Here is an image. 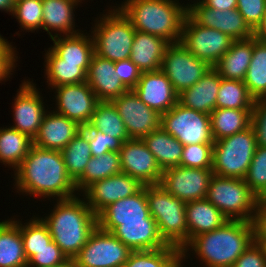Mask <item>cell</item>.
<instances>
[{"mask_svg": "<svg viewBox=\"0 0 266 267\" xmlns=\"http://www.w3.org/2000/svg\"><path fill=\"white\" fill-rule=\"evenodd\" d=\"M15 172L17 190L27 195L57 200L76 196L75 182L67 173L61 151L32 145Z\"/></svg>", "mask_w": 266, "mask_h": 267, "instance_id": "1", "label": "cell"}, {"mask_svg": "<svg viewBox=\"0 0 266 267\" xmlns=\"http://www.w3.org/2000/svg\"><path fill=\"white\" fill-rule=\"evenodd\" d=\"M49 216L40 218L67 258H75L97 228V215L79 197L59 199Z\"/></svg>", "mask_w": 266, "mask_h": 267, "instance_id": "2", "label": "cell"}, {"mask_svg": "<svg viewBox=\"0 0 266 267\" xmlns=\"http://www.w3.org/2000/svg\"><path fill=\"white\" fill-rule=\"evenodd\" d=\"M253 241L252 222L228 220L221 227L194 237L181 254L185 258L192 248L206 267H232Z\"/></svg>", "mask_w": 266, "mask_h": 267, "instance_id": "3", "label": "cell"}, {"mask_svg": "<svg viewBox=\"0 0 266 267\" xmlns=\"http://www.w3.org/2000/svg\"><path fill=\"white\" fill-rule=\"evenodd\" d=\"M118 7L135 30L179 43L187 8L174 0H126Z\"/></svg>", "mask_w": 266, "mask_h": 267, "instance_id": "4", "label": "cell"}, {"mask_svg": "<svg viewBox=\"0 0 266 267\" xmlns=\"http://www.w3.org/2000/svg\"><path fill=\"white\" fill-rule=\"evenodd\" d=\"M146 197L150 215L157 223L160 236L167 245L182 251L188 244L186 203L159 184L147 185Z\"/></svg>", "mask_w": 266, "mask_h": 267, "instance_id": "5", "label": "cell"}, {"mask_svg": "<svg viewBox=\"0 0 266 267\" xmlns=\"http://www.w3.org/2000/svg\"><path fill=\"white\" fill-rule=\"evenodd\" d=\"M206 199L228 220L248 222L252 221L259 203L244 179L216 174L210 179Z\"/></svg>", "mask_w": 266, "mask_h": 267, "instance_id": "6", "label": "cell"}, {"mask_svg": "<svg viewBox=\"0 0 266 267\" xmlns=\"http://www.w3.org/2000/svg\"><path fill=\"white\" fill-rule=\"evenodd\" d=\"M256 148L255 133L251 125L232 136L214 141L213 174L244 179Z\"/></svg>", "mask_w": 266, "mask_h": 267, "instance_id": "7", "label": "cell"}, {"mask_svg": "<svg viewBox=\"0 0 266 267\" xmlns=\"http://www.w3.org/2000/svg\"><path fill=\"white\" fill-rule=\"evenodd\" d=\"M93 29L95 54L114 62L130 58L136 30L119 8L109 10Z\"/></svg>", "mask_w": 266, "mask_h": 267, "instance_id": "8", "label": "cell"}, {"mask_svg": "<svg viewBox=\"0 0 266 267\" xmlns=\"http://www.w3.org/2000/svg\"><path fill=\"white\" fill-rule=\"evenodd\" d=\"M161 127L184 146L214 143L210 115L186 108L179 103L161 114Z\"/></svg>", "mask_w": 266, "mask_h": 267, "instance_id": "9", "label": "cell"}, {"mask_svg": "<svg viewBox=\"0 0 266 267\" xmlns=\"http://www.w3.org/2000/svg\"><path fill=\"white\" fill-rule=\"evenodd\" d=\"M233 41L229 35L214 28L203 27L186 15L180 42L199 60L214 67Z\"/></svg>", "mask_w": 266, "mask_h": 267, "instance_id": "10", "label": "cell"}, {"mask_svg": "<svg viewBox=\"0 0 266 267\" xmlns=\"http://www.w3.org/2000/svg\"><path fill=\"white\" fill-rule=\"evenodd\" d=\"M211 67L179 42L167 46L160 69L172 83L174 91L180 94L197 83Z\"/></svg>", "mask_w": 266, "mask_h": 267, "instance_id": "11", "label": "cell"}, {"mask_svg": "<svg viewBox=\"0 0 266 267\" xmlns=\"http://www.w3.org/2000/svg\"><path fill=\"white\" fill-rule=\"evenodd\" d=\"M131 252L112 233L97 226L74 259L78 267H122Z\"/></svg>", "mask_w": 266, "mask_h": 267, "instance_id": "12", "label": "cell"}, {"mask_svg": "<svg viewBox=\"0 0 266 267\" xmlns=\"http://www.w3.org/2000/svg\"><path fill=\"white\" fill-rule=\"evenodd\" d=\"M212 176V169L176 166L163 170L159 185L186 203L206 198Z\"/></svg>", "mask_w": 266, "mask_h": 267, "instance_id": "13", "label": "cell"}, {"mask_svg": "<svg viewBox=\"0 0 266 267\" xmlns=\"http://www.w3.org/2000/svg\"><path fill=\"white\" fill-rule=\"evenodd\" d=\"M112 102L124 122L129 139H142L161 127V114L149 108L133 90Z\"/></svg>", "mask_w": 266, "mask_h": 267, "instance_id": "14", "label": "cell"}, {"mask_svg": "<svg viewBox=\"0 0 266 267\" xmlns=\"http://www.w3.org/2000/svg\"><path fill=\"white\" fill-rule=\"evenodd\" d=\"M185 7L187 14L203 27L219 30L229 35L233 40L253 37V30L237 9L220 11L205 6L200 0Z\"/></svg>", "mask_w": 266, "mask_h": 267, "instance_id": "15", "label": "cell"}, {"mask_svg": "<svg viewBox=\"0 0 266 267\" xmlns=\"http://www.w3.org/2000/svg\"><path fill=\"white\" fill-rule=\"evenodd\" d=\"M119 153L123 173L144 186L159 184L163 171L142 139L125 141Z\"/></svg>", "mask_w": 266, "mask_h": 267, "instance_id": "16", "label": "cell"}, {"mask_svg": "<svg viewBox=\"0 0 266 267\" xmlns=\"http://www.w3.org/2000/svg\"><path fill=\"white\" fill-rule=\"evenodd\" d=\"M54 88L58 108L54 112L74 120L81 127L88 125L99 102L89 85L82 82Z\"/></svg>", "mask_w": 266, "mask_h": 267, "instance_id": "17", "label": "cell"}, {"mask_svg": "<svg viewBox=\"0 0 266 267\" xmlns=\"http://www.w3.org/2000/svg\"><path fill=\"white\" fill-rule=\"evenodd\" d=\"M143 187L134 177L122 172L94 182L83 192L86 203L98 215L109 204L133 196Z\"/></svg>", "mask_w": 266, "mask_h": 267, "instance_id": "18", "label": "cell"}, {"mask_svg": "<svg viewBox=\"0 0 266 267\" xmlns=\"http://www.w3.org/2000/svg\"><path fill=\"white\" fill-rule=\"evenodd\" d=\"M32 81L22 82L14 99L13 116L15 125L12 128L28 135L32 140L37 135L44 115L46 114L42 97Z\"/></svg>", "mask_w": 266, "mask_h": 267, "instance_id": "19", "label": "cell"}, {"mask_svg": "<svg viewBox=\"0 0 266 267\" xmlns=\"http://www.w3.org/2000/svg\"><path fill=\"white\" fill-rule=\"evenodd\" d=\"M153 218L149 212L146 186L133 196L109 204L97 215L98 227L111 233L121 222L144 221Z\"/></svg>", "mask_w": 266, "mask_h": 267, "instance_id": "20", "label": "cell"}, {"mask_svg": "<svg viewBox=\"0 0 266 267\" xmlns=\"http://www.w3.org/2000/svg\"><path fill=\"white\" fill-rule=\"evenodd\" d=\"M133 91L149 108L160 114L169 111L178 103V94L161 69L142 72Z\"/></svg>", "mask_w": 266, "mask_h": 267, "instance_id": "21", "label": "cell"}, {"mask_svg": "<svg viewBox=\"0 0 266 267\" xmlns=\"http://www.w3.org/2000/svg\"><path fill=\"white\" fill-rule=\"evenodd\" d=\"M86 83L99 101H112L128 91L115 71V62L95 53L86 73Z\"/></svg>", "mask_w": 266, "mask_h": 267, "instance_id": "22", "label": "cell"}, {"mask_svg": "<svg viewBox=\"0 0 266 267\" xmlns=\"http://www.w3.org/2000/svg\"><path fill=\"white\" fill-rule=\"evenodd\" d=\"M48 113L46 112L43 117L40 129L33 139V145L43 149L62 151L82 127L54 110Z\"/></svg>", "mask_w": 266, "mask_h": 267, "instance_id": "23", "label": "cell"}, {"mask_svg": "<svg viewBox=\"0 0 266 267\" xmlns=\"http://www.w3.org/2000/svg\"><path fill=\"white\" fill-rule=\"evenodd\" d=\"M111 233L132 251L155 250L167 246L154 218L121 222Z\"/></svg>", "mask_w": 266, "mask_h": 267, "instance_id": "24", "label": "cell"}, {"mask_svg": "<svg viewBox=\"0 0 266 267\" xmlns=\"http://www.w3.org/2000/svg\"><path fill=\"white\" fill-rule=\"evenodd\" d=\"M221 78L218 71L211 67L197 83L178 94V103L210 115L216 108Z\"/></svg>", "mask_w": 266, "mask_h": 267, "instance_id": "25", "label": "cell"}, {"mask_svg": "<svg viewBox=\"0 0 266 267\" xmlns=\"http://www.w3.org/2000/svg\"><path fill=\"white\" fill-rule=\"evenodd\" d=\"M169 44L160 36L136 30L129 59L142 72L159 70L164 52Z\"/></svg>", "mask_w": 266, "mask_h": 267, "instance_id": "26", "label": "cell"}, {"mask_svg": "<svg viewBox=\"0 0 266 267\" xmlns=\"http://www.w3.org/2000/svg\"><path fill=\"white\" fill-rule=\"evenodd\" d=\"M58 35L54 34L52 38L54 45L51 49L61 58V63L79 64L87 73L95 53L92 36H85L83 33L65 35V37Z\"/></svg>", "mask_w": 266, "mask_h": 267, "instance_id": "27", "label": "cell"}, {"mask_svg": "<svg viewBox=\"0 0 266 267\" xmlns=\"http://www.w3.org/2000/svg\"><path fill=\"white\" fill-rule=\"evenodd\" d=\"M188 243L197 235L221 227L228 219L206 198L186 202Z\"/></svg>", "mask_w": 266, "mask_h": 267, "instance_id": "28", "label": "cell"}, {"mask_svg": "<svg viewBox=\"0 0 266 267\" xmlns=\"http://www.w3.org/2000/svg\"><path fill=\"white\" fill-rule=\"evenodd\" d=\"M253 55V37L234 40L214 68L224 79L244 81Z\"/></svg>", "mask_w": 266, "mask_h": 267, "instance_id": "29", "label": "cell"}, {"mask_svg": "<svg viewBox=\"0 0 266 267\" xmlns=\"http://www.w3.org/2000/svg\"><path fill=\"white\" fill-rule=\"evenodd\" d=\"M82 0H42L43 18L42 28L49 33L51 39L54 35L51 31H58L64 35H73L74 31V7Z\"/></svg>", "mask_w": 266, "mask_h": 267, "instance_id": "30", "label": "cell"}, {"mask_svg": "<svg viewBox=\"0 0 266 267\" xmlns=\"http://www.w3.org/2000/svg\"><path fill=\"white\" fill-rule=\"evenodd\" d=\"M161 170L180 166L184 145L162 127L142 138Z\"/></svg>", "mask_w": 266, "mask_h": 267, "instance_id": "31", "label": "cell"}, {"mask_svg": "<svg viewBox=\"0 0 266 267\" xmlns=\"http://www.w3.org/2000/svg\"><path fill=\"white\" fill-rule=\"evenodd\" d=\"M20 222L8 219L0 222V267H27Z\"/></svg>", "mask_w": 266, "mask_h": 267, "instance_id": "32", "label": "cell"}, {"mask_svg": "<svg viewBox=\"0 0 266 267\" xmlns=\"http://www.w3.org/2000/svg\"><path fill=\"white\" fill-rule=\"evenodd\" d=\"M252 109L215 108L210 113L211 133L214 141L232 136L251 125Z\"/></svg>", "mask_w": 266, "mask_h": 267, "instance_id": "33", "label": "cell"}, {"mask_svg": "<svg viewBox=\"0 0 266 267\" xmlns=\"http://www.w3.org/2000/svg\"><path fill=\"white\" fill-rule=\"evenodd\" d=\"M122 173L120 153L110 151L102 156L91 157L84 173L75 181L77 191H84L96 181Z\"/></svg>", "mask_w": 266, "mask_h": 267, "instance_id": "34", "label": "cell"}, {"mask_svg": "<svg viewBox=\"0 0 266 267\" xmlns=\"http://www.w3.org/2000/svg\"><path fill=\"white\" fill-rule=\"evenodd\" d=\"M33 140L12 127L0 129V161L17 169L27 156Z\"/></svg>", "mask_w": 266, "mask_h": 267, "instance_id": "35", "label": "cell"}, {"mask_svg": "<svg viewBox=\"0 0 266 267\" xmlns=\"http://www.w3.org/2000/svg\"><path fill=\"white\" fill-rule=\"evenodd\" d=\"M83 129H98L102 133L120 139L129 140L123 120L112 101H99L88 125Z\"/></svg>", "mask_w": 266, "mask_h": 267, "instance_id": "36", "label": "cell"}, {"mask_svg": "<svg viewBox=\"0 0 266 267\" xmlns=\"http://www.w3.org/2000/svg\"><path fill=\"white\" fill-rule=\"evenodd\" d=\"M47 83L52 87L86 82V72L79 64L61 63V58L49 48L45 54Z\"/></svg>", "mask_w": 266, "mask_h": 267, "instance_id": "37", "label": "cell"}, {"mask_svg": "<svg viewBox=\"0 0 266 267\" xmlns=\"http://www.w3.org/2000/svg\"><path fill=\"white\" fill-rule=\"evenodd\" d=\"M181 251L171 245L161 249L132 251L122 267H183Z\"/></svg>", "mask_w": 266, "mask_h": 267, "instance_id": "38", "label": "cell"}, {"mask_svg": "<svg viewBox=\"0 0 266 267\" xmlns=\"http://www.w3.org/2000/svg\"><path fill=\"white\" fill-rule=\"evenodd\" d=\"M61 152L67 173L75 182L84 173L92 157L88 133L82 128Z\"/></svg>", "mask_w": 266, "mask_h": 267, "instance_id": "39", "label": "cell"}, {"mask_svg": "<svg viewBox=\"0 0 266 267\" xmlns=\"http://www.w3.org/2000/svg\"><path fill=\"white\" fill-rule=\"evenodd\" d=\"M244 83L254 99L266 98V43L253 37V55Z\"/></svg>", "mask_w": 266, "mask_h": 267, "instance_id": "40", "label": "cell"}, {"mask_svg": "<svg viewBox=\"0 0 266 267\" xmlns=\"http://www.w3.org/2000/svg\"><path fill=\"white\" fill-rule=\"evenodd\" d=\"M254 103L244 81L221 78L216 108L253 109Z\"/></svg>", "mask_w": 266, "mask_h": 267, "instance_id": "41", "label": "cell"}, {"mask_svg": "<svg viewBox=\"0 0 266 267\" xmlns=\"http://www.w3.org/2000/svg\"><path fill=\"white\" fill-rule=\"evenodd\" d=\"M20 232L23 240L24 254L28 261L35 255V251L47 247L53 241L48 227L37 217L25 225L20 223Z\"/></svg>", "mask_w": 266, "mask_h": 267, "instance_id": "42", "label": "cell"}, {"mask_svg": "<svg viewBox=\"0 0 266 267\" xmlns=\"http://www.w3.org/2000/svg\"><path fill=\"white\" fill-rule=\"evenodd\" d=\"M12 14L26 31L42 28V0H15Z\"/></svg>", "mask_w": 266, "mask_h": 267, "instance_id": "43", "label": "cell"}, {"mask_svg": "<svg viewBox=\"0 0 266 267\" xmlns=\"http://www.w3.org/2000/svg\"><path fill=\"white\" fill-rule=\"evenodd\" d=\"M244 180L258 199L266 192V147L257 146Z\"/></svg>", "mask_w": 266, "mask_h": 267, "instance_id": "44", "label": "cell"}, {"mask_svg": "<svg viewBox=\"0 0 266 267\" xmlns=\"http://www.w3.org/2000/svg\"><path fill=\"white\" fill-rule=\"evenodd\" d=\"M213 143L184 146L180 166L186 168L212 169Z\"/></svg>", "mask_w": 266, "mask_h": 267, "instance_id": "45", "label": "cell"}, {"mask_svg": "<svg viewBox=\"0 0 266 267\" xmlns=\"http://www.w3.org/2000/svg\"><path fill=\"white\" fill-rule=\"evenodd\" d=\"M88 133V141L93 157L102 156L110 151L119 152L123 142L108 136L98 129H84Z\"/></svg>", "mask_w": 266, "mask_h": 267, "instance_id": "46", "label": "cell"}, {"mask_svg": "<svg viewBox=\"0 0 266 267\" xmlns=\"http://www.w3.org/2000/svg\"><path fill=\"white\" fill-rule=\"evenodd\" d=\"M67 256L62 252L59 246L50 242L47 247L35 251V255L28 261V267H52L64 262Z\"/></svg>", "mask_w": 266, "mask_h": 267, "instance_id": "47", "label": "cell"}, {"mask_svg": "<svg viewBox=\"0 0 266 267\" xmlns=\"http://www.w3.org/2000/svg\"><path fill=\"white\" fill-rule=\"evenodd\" d=\"M236 9L249 27L254 30L266 11V0H237Z\"/></svg>", "mask_w": 266, "mask_h": 267, "instance_id": "48", "label": "cell"}, {"mask_svg": "<svg viewBox=\"0 0 266 267\" xmlns=\"http://www.w3.org/2000/svg\"><path fill=\"white\" fill-rule=\"evenodd\" d=\"M251 126L257 146L266 147V98L255 99L251 113Z\"/></svg>", "mask_w": 266, "mask_h": 267, "instance_id": "49", "label": "cell"}, {"mask_svg": "<svg viewBox=\"0 0 266 267\" xmlns=\"http://www.w3.org/2000/svg\"><path fill=\"white\" fill-rule=\"evenodd\" d=\"M115 71L128 90H133L136 87L142 75V71L130 59L115 62Z\"/></svg>", "mask_w": 266, "mask_h": 267, "instance_id": "50", "label": "cell"}, {"mask_svg": "<svg viewBox=\"0 0 266 267\" xmlns=\"http://www.w3.org/2000/svg\"><path fill=\"white\" fill-rule=\"evenodd\" d=\"M12 45L0 35V81L10 77L15 67L16 57Z\"/></svg>", "mask_w": 266, "mask_h": 267, "instance_id": "51", "label": "cell"}, {"mask_svg": "<svg viewBox=\"0 0 266 267\" xmlns=\"http://www.w3.org/2000/svg\"><path fill=\"white\" fill-rule=\"evenodd\" d=\"M232 267H266V259L261 248L253 241Z\"/></svg>", "mask_w": 266, "mask_h": 267, "instance_id": "52", "label": "cell"}, {"mask_svg": "<svg viewBox=\"0 0 266 267\" xmlns=\"http://www.w3.org/2000/svg\"><path fill=\"white\" fill-rule=\"evenodd\" d=\"M254 240H266V205L258 203L253 219Z\"/></svg>", "mask_w": 266, "mask_h": 267, "instance_id": "53", "label": "cell"}, {"mask_svg": "<svg viewBox=\"0 0 266 267\" xmlns=\"http://www.w3.org/2000/svg\"><path fill=\"white\" fill-rule=\"evenodd\" d=\"M201 2L212 9L220 11L236 9L237 0H201Z\"/></svg>", "mask_w": 266, "mask_h": 267, "instance_id": "54", "label": "cell"}, {"mask_svg": "<svg viewBox=\"0 0 266 267\" xmlns=\"http://www.w3.org/2000/svg\"><path fill=\"white\" fill-rule=\"evenodd\" d=\"M253 37L261 42L266 43V11L260 23L253 30Z\"/></svg>", "mask_w": 266, "mask_h": 267, "instance_id": "55", "label": "cell"}, {"mask_svg": "<svg viewBox=\"0 0 266 267\" xmlns=\"http://www.w3.org/2000/svg\"><path fill=\"white\" fill-rule=\"evenodd\" d=\"M15 0H0V10L12 13Z\"/></svg>", "mask_w": 266, "mask_h": 267, "instance_id": "56", "label": "cell"}, {"mask_svg": "<svg viewBox=\"0 0 266 267\" xmlns=\"http://www.w3.org/2000/svg\"><path fill=\"white\" fill-rule=\"evenodd\" d=\"M52 267H78V265L74 258H68L64 262Z\"/></svg>", "mask_w": 266, "mask_h": 267, "instance_id": "57", "label": "cell"}, {"mask_svg": "<svg viewBox=\"0 0 266 267\" xmlns=\"http://www.w3.org/2000/svg\"><path fill=\"white\" fill-rule=\"evenodd\" d=\"M255 243L261 248L262 253L266 259V240H254Z\"/></svg>", "mask_w": 266, "mask_h": 267, "instance_id": "58", "label": "cell"}, {"mask_svg": "<svg viewBox=\"0 0 266 267\" xmlns=\"http://www.w3.org/2000/svg\"><path fill=\"white\" fill-rule=\"evenodd\" d=\"M258 202L266 205V192L258 199Z\"/></svg>", "mask_w": 266, "mask_h": 267, "instance_id": "59", "label": "cell"}]
</instances>
